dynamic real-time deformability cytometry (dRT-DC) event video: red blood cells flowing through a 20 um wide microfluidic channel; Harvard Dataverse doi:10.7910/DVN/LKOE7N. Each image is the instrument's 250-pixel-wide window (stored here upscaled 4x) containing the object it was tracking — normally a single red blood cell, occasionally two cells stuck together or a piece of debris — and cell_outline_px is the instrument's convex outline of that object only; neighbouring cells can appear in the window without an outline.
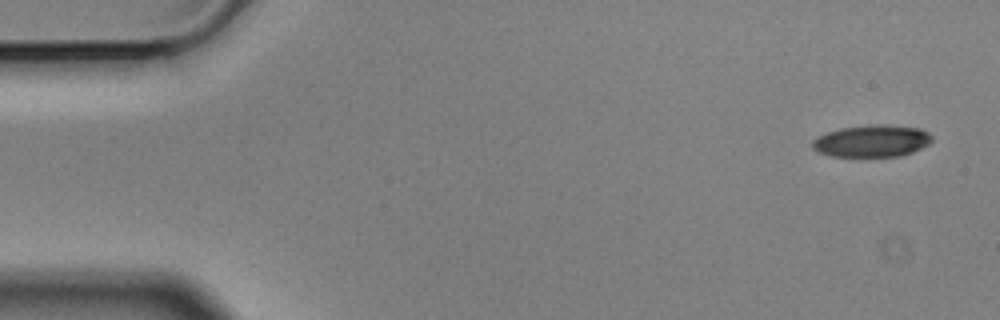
{"species": "Egyptian fruit bat (a non-hibernating species)", "species_latin": "Rousettus aegyptiacus", "temperature_condition": "cold", "stored_images_in_passage": 4, "camera_frame_rate_fps": 3000, "um_per_image_px": 0.085, "animal": {"sex": "male"}, "frame": {"image": 1, "passage_image": 1, "time_ms": 0.0, "image_size_px": [1000, 320], "cell_outline_px": [[932, 140], [928, 144], [912, 152], [900, 156], [832, 156], [820, 152], [812, 148], [812, 140], [828, 132], [840, 128], [872, 124], [884, 124], [920, 128], [928, 132], [932, 136]], "centroid_in_image_um": [74.13, 11.97], "position_along_channel_um": 10.9, "area_um2": 22.2}}
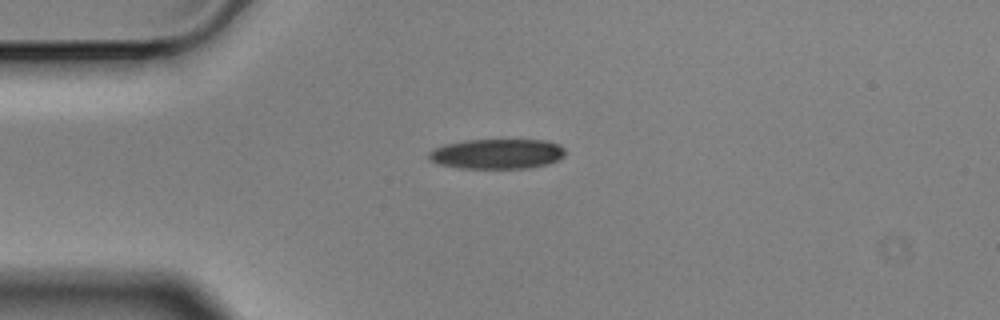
{"frame": {"image": 2, "passage_image": 4, "time_ms": 1.0, "image_size_px": [1000, 320], "cell_outline_px": [[564, 156], [560, 160], [548, 164], [528, 168], [460, 168], [440, 164], [428, 160], [428, 152], [444, 144], [464, 140], [544, 140], [556, 144], [564, 148]], "centroid_in_image_um": [42.24, 13.08], "position_along_channel_um": 42.8, "area_um2": 23.87}}